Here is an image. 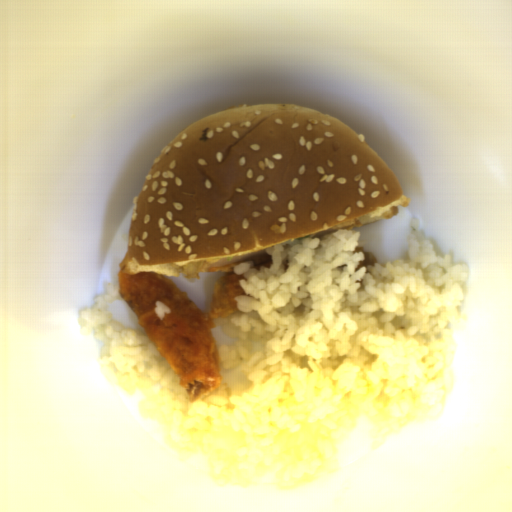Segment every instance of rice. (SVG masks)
<instances>
[{
	"mask_svg": "<svg viewBox=\"0 0 512 512\" xmlns=\"http://www.w3.org/2000/svg\"><path fill=\"white\" fill-rule=\"evenodd\" d=\"M411 218L404 258L359 264L355 230L266 248L270 267H234L245 295L214 318L220 384L189 394L143 327L112 317L119 283L81 309L82 335L101 341L102 374L143 396L138 413L161 429L176 461L204 462L220 486L279 491L339 471L338 451L359 435L381 446L438 417L453 389V328L469 271Z\"/></svg>",
	"mask_w": 512,
	"mask_h": 512,
	"instance_id": "652b925c",
	"label": "rice"
},
{
	"mask_svg": "<svg viewBox=\"0 0 512 512\" xmlns=\"http://www.w3.org/2000/svg\"><path fill=\"white\" fill-rule=\"evenodd\" d=\"M154 311H155L156 315L158 316V318L162 319V320L164 319L166 314H170V309H169L168 305L161 301H156Z\"/></svg>",
	"mask_w": 512,
	"mask_h": 512,
	"instance_id": "023b6e5f",
	"label": "rice"
}]
</instances>
